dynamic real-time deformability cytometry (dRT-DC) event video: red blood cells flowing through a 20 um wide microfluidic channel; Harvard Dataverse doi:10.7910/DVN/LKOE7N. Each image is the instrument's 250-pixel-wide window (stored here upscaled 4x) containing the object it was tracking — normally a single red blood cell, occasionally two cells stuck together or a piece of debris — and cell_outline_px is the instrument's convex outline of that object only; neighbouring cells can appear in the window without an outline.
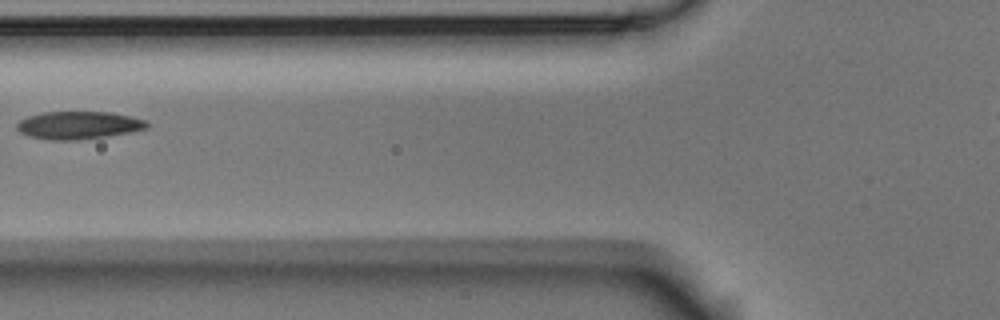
{"species": "Egyptian fruit bat (a non-hibernating species)", "species_latin": "Rousettus aegyptiacus", "temperature_condition": "room temperature", "stored_images_in_passage": 3, "camera_frame_rate_fps": 3000, "um_per_image_px": 0.085, "animal": {"sex": "male"}, "frame": {"image": 1, "passage_image": 3, "time_ms": 2.333, "image_size_px": [1000, 320], "cell_outline_px": [[148, 128], [132, 132], [108, 136], [80, 140], [48, 140], [28, 136], [20, 132], [16, 128], [16, 124], [20, 120], [28, 116], [44, 112], [108, 112], [148, 120]], "centroid_in_image_um": [6.67, 10.65], "position_along_channel_um": 119.1, "area_um2": 21.15}}